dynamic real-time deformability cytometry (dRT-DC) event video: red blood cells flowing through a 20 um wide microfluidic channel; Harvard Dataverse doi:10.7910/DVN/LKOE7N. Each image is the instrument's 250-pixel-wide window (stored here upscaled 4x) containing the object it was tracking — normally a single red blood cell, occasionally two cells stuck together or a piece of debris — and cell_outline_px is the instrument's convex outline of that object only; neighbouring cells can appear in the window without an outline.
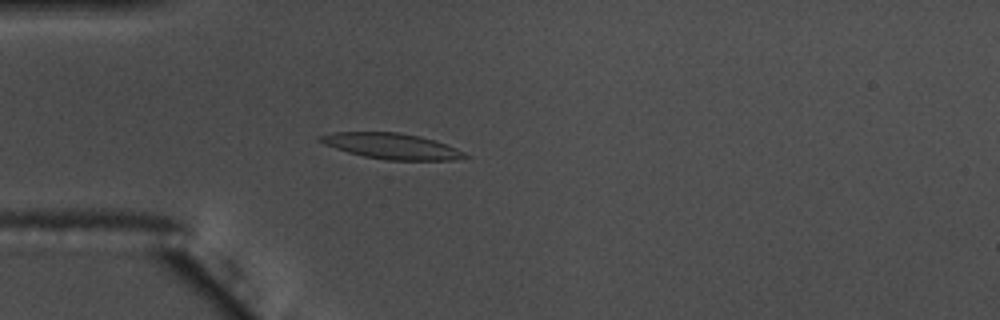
{"species": "common noctule bat (a hibernating species)", "species_latin": "Nyctalus noctula", "temperature_condition": "warm", "stored_images_in_passage": 48, "camera_frame_rate_fps": 3000, "um_per_image_px": 0.085, "animal": {"sex": "male", "body_mass_g": 17.5, "forearm_length_mm": 52.3}, "frame": {"image": 1, "passage_image": 8, "time_ms": 2.333, "image_size_px": [1000, 320], "cell_outline_px": [[472, 156], [452, 160], [384, 160], [364, 156], [348, 152], [324, 144], [316, 140], [316, 136], [332, 132], [396, 132], [416, 136], [432, 140], [456, 148]], "centroid_in_image_um": [33.23, 12.42], "position_along_channel_um": 51.8, "area_um2": 21.56}, "authors_computed_cell_mechanics": {"area_um2": 21.5305, "velocity_mm_per_s": 3.6119, "shape_relaxation_time_tau1_ms": 3.8683, "shape_relaxation_time_tau2_ms": 1.6066, "deformation_change_tau1": 0.1682, "deformation_change_tau2": 0.0815}}